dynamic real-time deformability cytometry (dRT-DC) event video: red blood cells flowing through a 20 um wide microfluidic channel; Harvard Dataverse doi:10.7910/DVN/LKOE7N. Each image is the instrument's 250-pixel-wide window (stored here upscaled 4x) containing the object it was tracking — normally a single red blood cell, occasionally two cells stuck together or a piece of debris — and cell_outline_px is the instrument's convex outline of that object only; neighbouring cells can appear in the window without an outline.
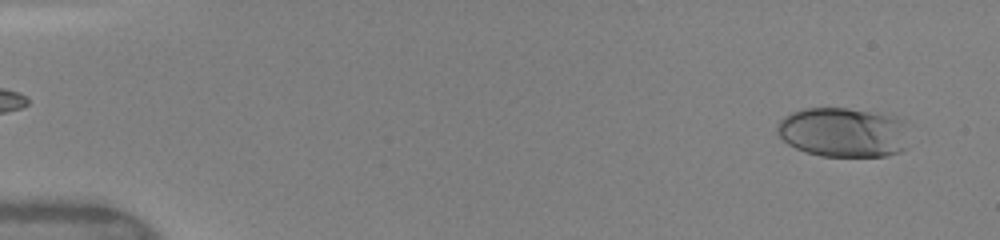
{"species": "human", "species_latin": "Homo sapiens", "temperature_condition": "warm", "stored_images_in_passage": 48, "camera_frame_rate_fps": 3000, "um_per_image_px": 0.085, "donor": {"sex": "female"}, "frame": {"image": 1, "passage_image": 2, "time_ms": 0.333, "image_size_px": [1000, 240], "cell_outline_px": [[908, 120], [904, 148], [900, 152], [888, 156], [820, 156], [804, 152], [788, 144], [776, 132], [776, 124], [784, 116], [792, 112], [804, 108], [848, 108], [896, 116]], "centroid_in_image_um": [71.68, 11.24], "position_along_channel_um": 13.3, "area_um2": 38.61}}
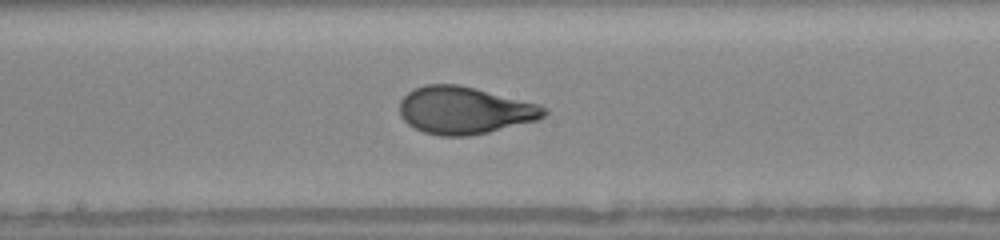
{"frame": {"image": 2, "passage_image": 26, "time_ms": 8.333, "image_size_px": [1000, 240], "cell_outline_px": [[548, 112], [544, 116], [536, 120], [488, 132], [468, 136], [440, 136], [424, 132], [408, 124], [400, 116], [400, 100], [408, 92], [424, 84], [456, 84], [540, 104], [548, 108]], "centroid_in_image_um": [39.48, 9.38], "position_along_channel_um": 208.7, "area_um2": 39.59}}
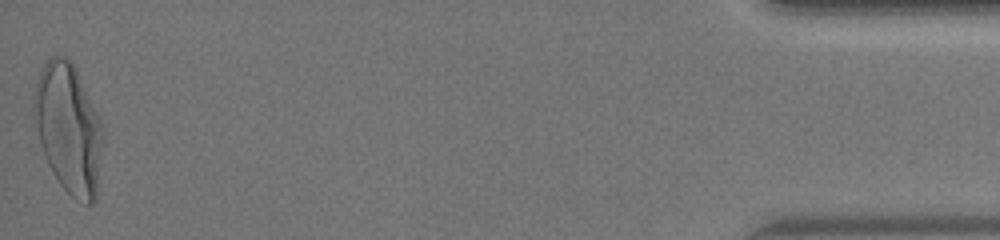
{"frame": {"image": 3, "passage_image": 48, "time_ms": 15.667, "image_size_px": [1000, 240], "cell_outline_px": [[104, 136], [96, 200], [88, 204], [72, 196], [60, 184], [52, 172], [44, 156], [40, 144], [36, 128], [32, 100], [36, 80], [44, 64], [52, 56], [64, 56], [76, 68], [104, 128]], "centroid_in_image_um": [5.83, 10.92], "position_along_channel_um": 429.4, "area_um2": 52.02}, "authors_computed_cell_mechanics": {"area_um2": 39.2173, "velocity_mm_per_s": 4.1502, "shape_relaxation_time_tau1_ms": 4.144, "shape_relaxation_time_tau2_ms": null, "deformation_change_tau1": 0.2047, "deformation_change_tau2": null}}